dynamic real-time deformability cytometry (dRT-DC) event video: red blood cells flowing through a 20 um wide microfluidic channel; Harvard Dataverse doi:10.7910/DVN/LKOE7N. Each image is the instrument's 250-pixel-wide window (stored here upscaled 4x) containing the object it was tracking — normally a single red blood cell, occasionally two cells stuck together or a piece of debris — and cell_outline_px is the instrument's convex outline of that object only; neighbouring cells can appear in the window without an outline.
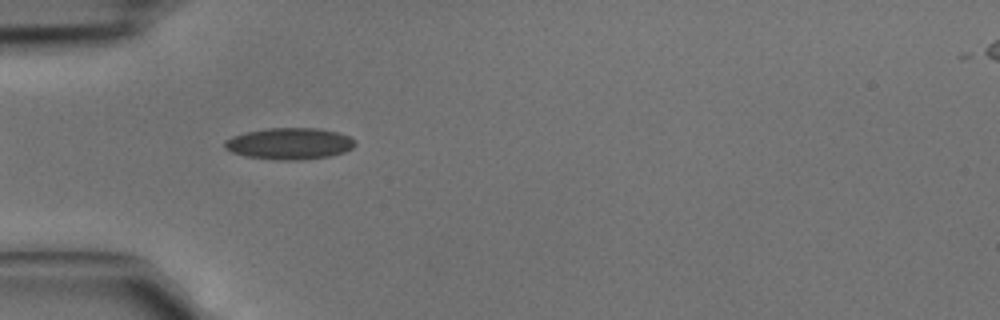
{"species": "common noctule bat (a hibernating species)", "species_latin": "Nyctalus noctula", "temperature_condition": "cold", "stored_images_in_passage": 5, "camera_frame_rate_fps": 3000, "um_per_image_px": 0.085, "animal": {"sex": "male", "body_mass_g": 15.6}, "frame": {"image": 1, "passage_image": 4, "time_ms": 1.0, "image_size_px": [1000, 320], "cell_outline_px": [[356, 144], [352, 148], [344, 152], [332, 156], [304, 160], [280, 160], [248, 156], [232, 152], [224, 148], [224, 140], [232, 136], [244, 132], [268, 128], [316, 128], [336, 132], [348, 136], [356, 140]], "centroid_in_image_um": [24.61, 12.21], "position_along_channel_um": 60.4, "area_um2": 24.04}}